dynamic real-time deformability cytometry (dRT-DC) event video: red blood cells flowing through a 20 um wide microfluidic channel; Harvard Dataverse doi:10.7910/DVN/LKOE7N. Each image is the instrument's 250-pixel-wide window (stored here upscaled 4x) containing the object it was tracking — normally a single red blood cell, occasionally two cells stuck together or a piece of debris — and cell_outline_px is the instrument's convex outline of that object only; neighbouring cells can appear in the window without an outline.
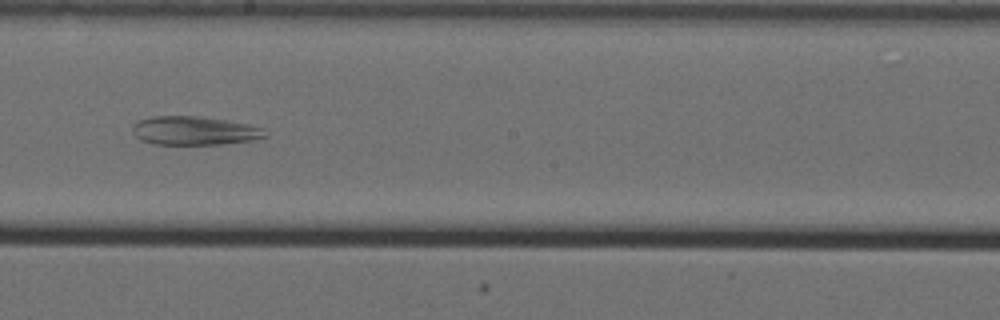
{"species": "Egyptian fruit bat (a non-hibernating species)", "species_latin": "Rousettus aegyptiacus", "temperature_condition": "cold", "stored_images_in_passage": 55, "camera_frame_rate_fps": 3000, "um_per_image_px": 0.085, "animal": {"sex": "female"}, "frame": {"image": 1, "passage_image": 33, "time_ms": 10.667, "image_size_px": [1000, 320], "cell_outline_px": [[268, 136], [252, 140], [220, 144], [156, 144], [140, 140], [132, 132], [132, 124], [140, 120], [152, 116], [196, 116], [224, 120], [248, 124], [264, 128]], "centroid_in_image_um": [16.51, 11.11], "position_along_channel_um": 231.7, "area_um2": 22.08}}
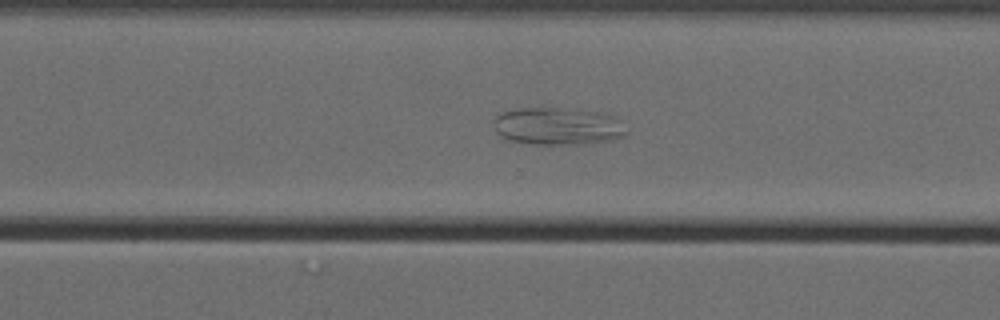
{"frame": {"image": 2, "passage_image": 41, "time_ms": 13.333, "image_size_px": [1000, 320], "cell_outline_px": [[628, 132], [624, 136], [608, 140], [588, 144], [528, 144], [508, 140], [500, 136], [496, 132], [496, 112], [516, 108], [564, 108], [596, 112], [612, 116]], "centroid_in_image_um": [47.33, 10.73], "position_along_channel_um": 323.3, "area_um2": 28.84}}
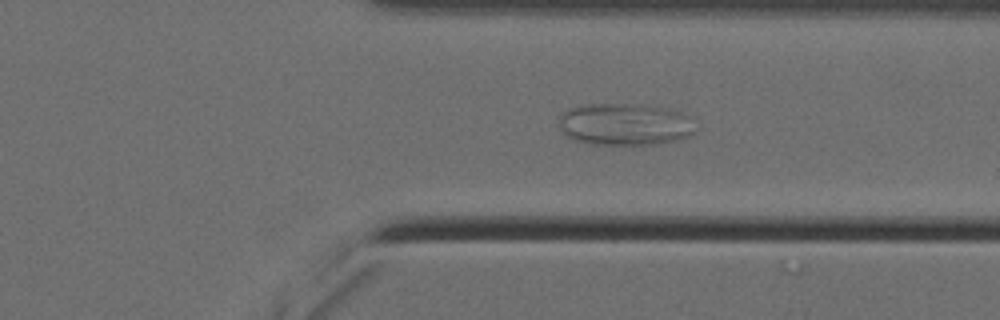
{"frame": {"image": 3, "passage_image": 44, "time_ms": 14.333, "image_size_px": [1000, 320], "cell_outline_px": [[696, 132], [688, 136], [676, 140], [660, 144], [588, 144], [572, 140], [564, 132], [560, 124], [560, 112], [568, 108], [592, 104], [640, 104], [680, 112], [684, 116]], "centroid_in_image_um": [53.03, 10.58], "position_along_channel_um": 358.4, "area_um2": 32.95}}